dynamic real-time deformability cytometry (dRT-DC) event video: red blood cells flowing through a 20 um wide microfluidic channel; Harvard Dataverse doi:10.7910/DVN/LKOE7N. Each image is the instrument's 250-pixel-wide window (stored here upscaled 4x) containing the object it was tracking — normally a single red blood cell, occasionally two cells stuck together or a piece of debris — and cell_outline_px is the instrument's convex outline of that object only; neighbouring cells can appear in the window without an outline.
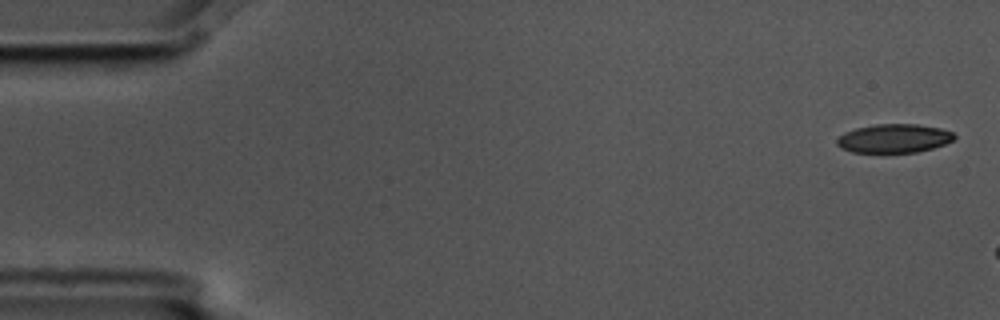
{"species": "common noctule bat (a hibernating species)", "species_latin": "Nyctalus noctula", "temperature_condition": "cold", "stored_images_in_passage": 3, "camera_frame_rate_fps": 3000, "um_per_image_px": 0.085, "animal": {"sex": "male", "body_mass_g": 17.5, "forearm_length_mm": 52.3}, "frame": {"image": 1, "passage_image": 1, "time_ms": 0.0, "image_size_px": [1000, 320], "cell_outline_px": [[956, 136], [952, 140], [944, 144], [932, 148], [916, 152], [852, 152], [840, 148], [836, 144], [836, 140], [844, 132], [856, 128], [876, 124], [916, 124], [940, 128], [952, 132]], "centroid_in_image_um": [75.96, 11.76], "position_along_channel_um": 9.0, "area_um2": 19.54}}